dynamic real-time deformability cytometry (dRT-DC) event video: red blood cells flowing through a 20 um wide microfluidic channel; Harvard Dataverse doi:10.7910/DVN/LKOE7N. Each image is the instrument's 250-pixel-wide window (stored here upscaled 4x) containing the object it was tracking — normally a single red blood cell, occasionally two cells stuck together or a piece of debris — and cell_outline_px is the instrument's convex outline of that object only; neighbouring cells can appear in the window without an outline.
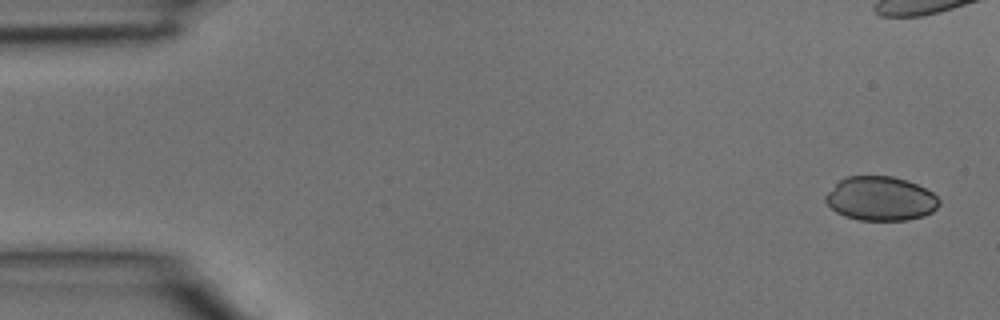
{"species": "common noctule bat (a hibernating species)", "species_latin": "Nyctalus noctula", "temperature_condition": "room temperature", "stored_images_in_passage": 5, "camera_frame_rate_fps": 3000, "um_per_image_px": 0.085, "animal": {"sex": "male", "body_mass_g": 15.6}, "frame": {"image": 1, "passage_image": 1, "time_ms": 0.0, "image_size_px": [1000, 320], "cell_outline_px": [[940, 204], [932, 212], [924, 216], [908, 220], [860, 220], [844, 216], [836, 212], [824, 200], [824, 196], [840, 180], [848, 176], [892, 176], [916, 184], [932, 192], [940, 200]], "centroid_in_image_um": [74.85, 16.89], "position_along_channel_um": 10.1, "area_um2": 29.07}}